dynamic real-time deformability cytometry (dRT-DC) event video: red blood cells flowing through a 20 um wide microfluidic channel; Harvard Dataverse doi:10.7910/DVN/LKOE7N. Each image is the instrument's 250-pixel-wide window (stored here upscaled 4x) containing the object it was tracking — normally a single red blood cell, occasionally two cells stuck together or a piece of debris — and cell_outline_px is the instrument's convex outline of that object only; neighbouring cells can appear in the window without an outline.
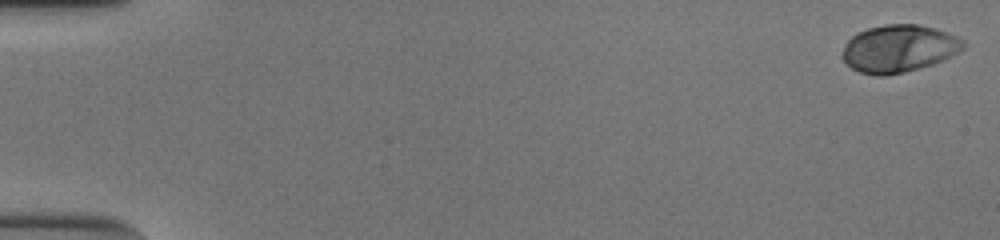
{"species": "human", "species_latin": "Homo sapiens", "temperature_condition": "cold", "stored_images_in_passage": 54, "camera_frame_rate_fps": 3000, "um_per_image_px": 0.085, "donor": {"sex": "male"}, "frame": {"image": 1, "passage_image": 1, "time_ms": 0.0, "image_size_px": [1000, 240], "cell_outline_px": [[964, 48], [944, 60], [932, 64], [904, 72], [884, 76], [880, 76], [860, 72], [852, 68], [840, 56], [844, 44], [856, 32], [868, 28], [884, 24], [916, 24], [936, 28], [956, 36], [964, 40]], "centroid_in_image_um": [76.38, 4.12], "position_along_channel_um": 8.6, "area_um2": 33.47}}
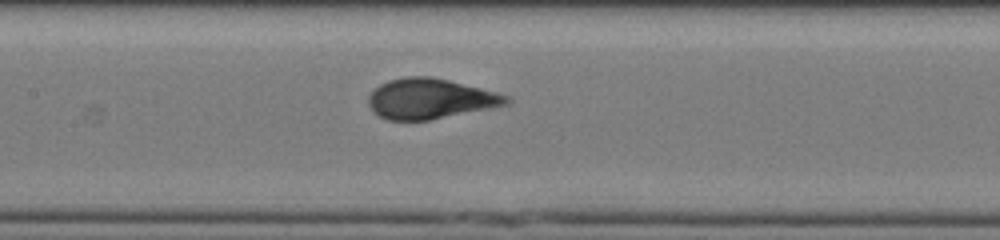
{"frame": {"image": 2, "passage_image": 27, "time_ms": 8.667, "image_size_px": [1000, 240], "cell_outline_px": [[512, 100], [508, 104], [428, 120], [388, 120], [380, 116], [368, 104], [368, 96], [380, 84], [388, 80], [408, 76], [432, 76], [496, 92], [508, 96]], "centroid_in_image_um": [36.55, 8.38], "position_along_channel_um": 170.8, "area_um2": 31.91}}
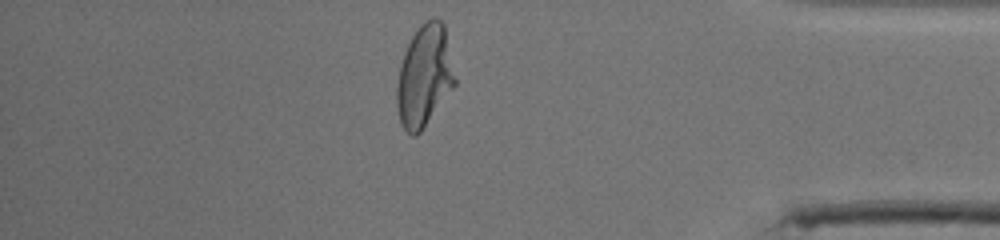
{"frame": {"image": 3, "passage_image": 47, "time_ms": 15.333, "image_size_px": [1000, 240], "cell_outline_px": [[456, 84], [420, 132], [416, 136], [412, 136], [400, 124], [396, 104], [396, 88], [400, 64], [404, 52], [412, 36], [420, 24], [424, 20], [432, 16], [436, 16], [444, 24], [456, 80]], "centroid_in_image_um": [36.06, 6.44], "position_along_channel_um": 399.1, "area_um2": 34.51}, "authors_computed_cell_mechanics": {"area_um2": 32.4836, "velocity_mm_per_s": 3.8416, "shape_relaxation_time_tau1_ms": 4.9921, "shape_relaxation_time_tau2_ms": null, "deformation_change_tau1": 0.2113, "deformation_change_tau2": null}}